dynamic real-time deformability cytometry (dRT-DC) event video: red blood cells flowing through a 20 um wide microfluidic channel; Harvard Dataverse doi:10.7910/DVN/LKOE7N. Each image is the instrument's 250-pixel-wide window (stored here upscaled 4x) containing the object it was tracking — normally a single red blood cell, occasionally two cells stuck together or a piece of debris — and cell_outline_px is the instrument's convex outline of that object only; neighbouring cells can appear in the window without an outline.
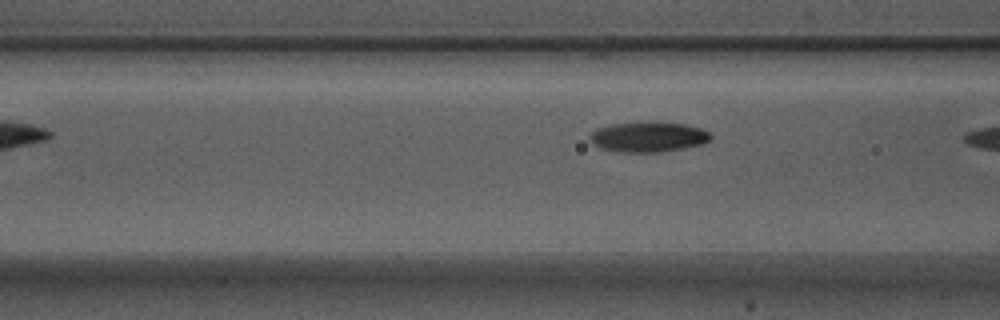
{"species": "Egyptian fruit bat (a non-hibernating species)", "species_latin": "Rousettus aegyptiacus", "temperature_condition": "warm", "stored_images_in_passage": 8, "segment_of_instrument_passage": [2, 2], "camera_frame_rate_fps": 3000, "um_per_image_px": 0.085, "animal": {"sex": "male"}, "frame": {"image": 1, "passage_image": 8, "time_ms": 2.333, "image_size_px": [1000, 320], "cell_outline_px": [[712, 140], [704, 144], [656, 152], [620, 152], [600, 148], [592, 144], [592, 132], [596, 128], [612, 124], [656, 120], [684, 124], [700, 128], [708, 132], [712, 136]], "centroid_in_image_um": [55.13, 11.61], "position_along_channel_um": 111.5, "area_um2": 21.44}}